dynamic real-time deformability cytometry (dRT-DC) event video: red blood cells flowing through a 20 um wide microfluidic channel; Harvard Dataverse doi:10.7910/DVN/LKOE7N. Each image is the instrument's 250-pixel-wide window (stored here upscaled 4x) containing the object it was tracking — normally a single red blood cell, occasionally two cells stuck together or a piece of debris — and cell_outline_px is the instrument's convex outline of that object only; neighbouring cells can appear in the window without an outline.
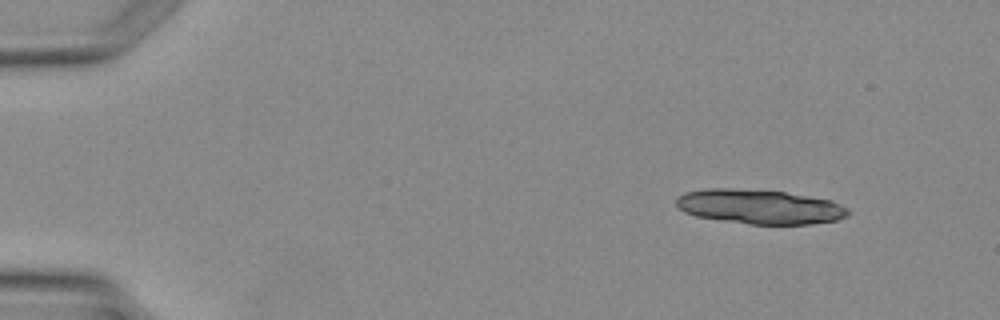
{"species": "Egyptian fruit bat (a non-hibernating species)", "species_latin": "Rousettus aegyptiacus", "temperature_condition": "warm", "stored_images_in_passage": 2, "camera_frame_rate_fps": 3000, "um_per_image_px": 0.085, "animal": {"sex": "female"}, "frame": {"image": 1, "passage_image": 1, "time_ms": 0.0, "image_size_px": [1000, 320], "cell_outline_px": [[848, 212], [844, 216], [836, 220], [812, 224], [748, 224], [696, 216], [684, 212], [676, 204], [676, 200], [684, 192], [704, 188], [728, 188], [784, 192], [828, 200], [840, 204], [848, 208]], "centroid_in_image_um": [64.52, 17.57], "position_along_channel_um": 20.5, "area_um2": 34.1}}